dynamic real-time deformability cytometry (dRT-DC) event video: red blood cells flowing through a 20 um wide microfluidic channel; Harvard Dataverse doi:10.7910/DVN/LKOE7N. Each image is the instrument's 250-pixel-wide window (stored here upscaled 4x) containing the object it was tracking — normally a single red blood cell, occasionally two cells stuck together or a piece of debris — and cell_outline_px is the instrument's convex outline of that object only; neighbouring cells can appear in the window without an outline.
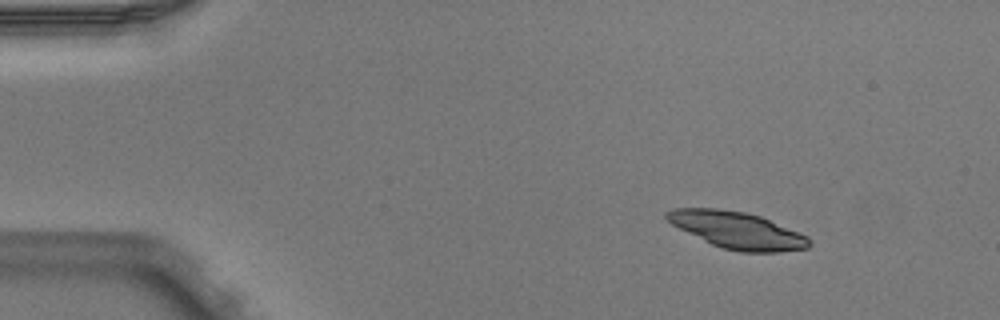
{"species": "Egyptian fruit bat (a non-hibernating species)", "species_latin": "Rousettus aegyptiacus", "temperature_condition": "warm", "stored_images_in_passage": 3, "camera_frame_rate_fps": 3000, "um_per_image_px": 0.085, "animal": {"sex": "male"}, "frame": {"image": 1, "passage_image": 1, "time_ms": 0.0, "image_size_px": [1000, 320], "cell_outline_px": [[812, 244], [808, 248], [780, 252], [740, 252], [724, 248], [712, 244], [672, 224], [664, 216], [664, 212], [672, 208], [716, 208], [744, 212], [760, 216], [808, 236], [812, 240]], "centroid_in_image_um": [62.69, 19.56], "position_along_channel_um": 22.3, "area_um2": 30.35}}